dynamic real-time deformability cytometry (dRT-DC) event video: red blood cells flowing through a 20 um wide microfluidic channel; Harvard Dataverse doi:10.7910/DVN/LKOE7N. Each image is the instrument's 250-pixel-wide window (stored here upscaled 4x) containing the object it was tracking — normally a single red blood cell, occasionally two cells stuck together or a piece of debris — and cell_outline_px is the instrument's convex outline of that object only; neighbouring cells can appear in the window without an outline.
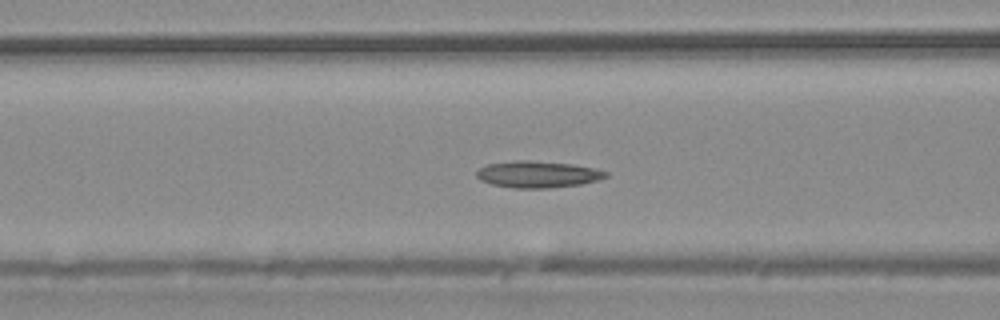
{"species": "common noctule bat (a hibernating species)", "species_latin": "Nyctalus noctula", "temperature_condition": "warm", "stored_images_in_passage": 44, "camera_frame_rate_fps": 3000, "um_per_image_px": 0.085, "animal": {"sex": "male", "body_mass_g": 20.4}, "frame": {"image": 1, "passage_image": 11, "time_ms": 3.333, "image_size_px": [1000, 320], "cell_outline_px": [[608, 176], [600, 180], [580, 184], [548, 188], [512, 188], [492, 184], [480, 180], [476, 176], [476, 172], [480, 168], [488, 164], [512, 160], [528, 160], [572, 164], [592, 168], [608, 172]], "centroid_in_image_um": [45.69, 14.82], "position_along_channel_um": 120.9, "area_um2": 20.06}}
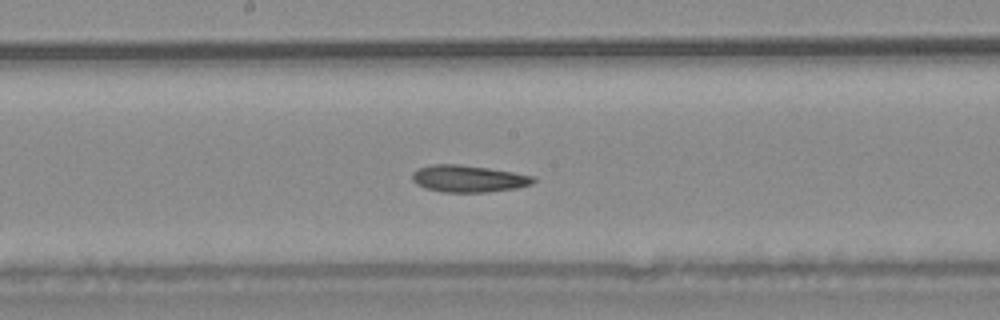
{"frame": {"image": 2, "passage_image": 18, "time_ms": 5.667, "image_size_px": [1000, 320], "cell_outline_px": [[536, 180], [532, 184], [516, 188], [488, 192], [444, 192], [424, 188], [416, 184], [412, 180], [412, 172], [420, 168], [432, 164], [456, 164], [488, 168], [512, 172], [532, 176]], "centroid_in_image_um": [39.78, 15.19], "position_along_channel_um": 208.4, "area_um2": 18.9}}
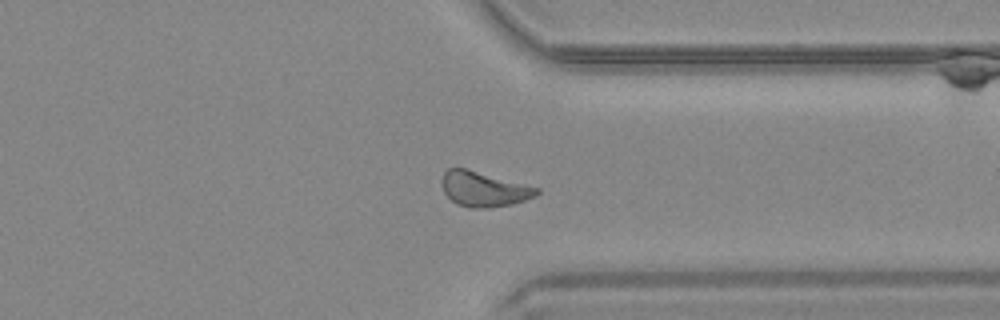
{"frame": {"image": 3, "passage_image": 31, "time_ms": 10.0, "image_size_px": [1000, 320], "cell_outline_px": [[540, 192], [536, 196], [512, 204], [492, 208], [468, 208], [456, 204], [444, 192], [440, 180], [444, 172], [448, 168], [464, 168], [540, 188]], "centroid_in_image_um": [41.11, 16.09], "position_along_channel_um": 370.3, "area_um2": 19.36}, "authors_computed_cell_mechanics": {"area_um2": 19.363, "velocity_mm_per_s": 3.7531, "shape_relaxation_time_tau1_ms": 10.2971, "shape_relaxation_time_tau2_ms": 10.8589, "deformation_change_tau1": 0.1632, "deformation_change_tau2": 0.1967}}